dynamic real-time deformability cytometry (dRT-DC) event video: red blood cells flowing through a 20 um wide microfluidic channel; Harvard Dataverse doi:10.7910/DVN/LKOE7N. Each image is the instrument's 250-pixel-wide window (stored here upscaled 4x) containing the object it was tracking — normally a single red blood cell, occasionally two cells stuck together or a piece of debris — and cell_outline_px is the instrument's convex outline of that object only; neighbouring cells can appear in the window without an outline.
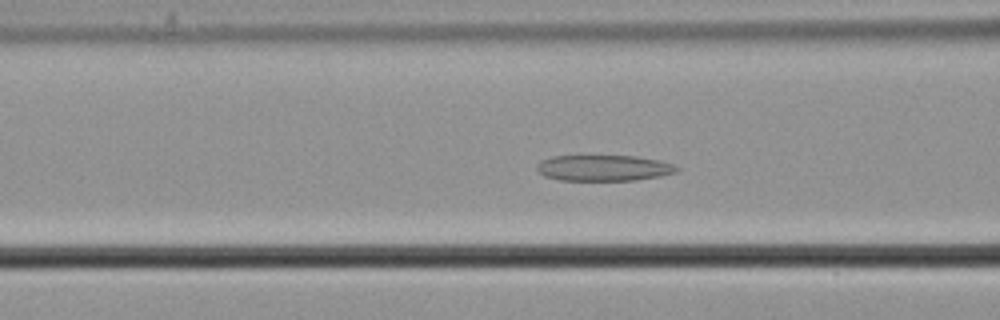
{"species": "common noctule bat (a hibernating species)", "species_latin": "Nyctalus noctula", "temperature_condition": "cold", "stored_images_in_passage": 51, "camera_frame_rate_fps": 3000, "um_per_image_px": 0.085, "animal": {"sex": "male", "body_mass_g": 21.5, "forearm_length_mm": 52.0}, "frame": {"image": 1, "passage_image": 17, "time_ms": 5.333, "image_size_px": [1000, 320], "cell_outline_px": [[680, 168], [676, 172], [660, 176], [636, 180], [560, 180], [544, 176], [536, 168], [536, 164], [540, 160], [552, 156], [636, 156], [660, 160], [672, 164]], "centroid_in_image_um": [51.3, 14.27], "position_along_channel_um": 115.3, "area_um2": 21.15}}
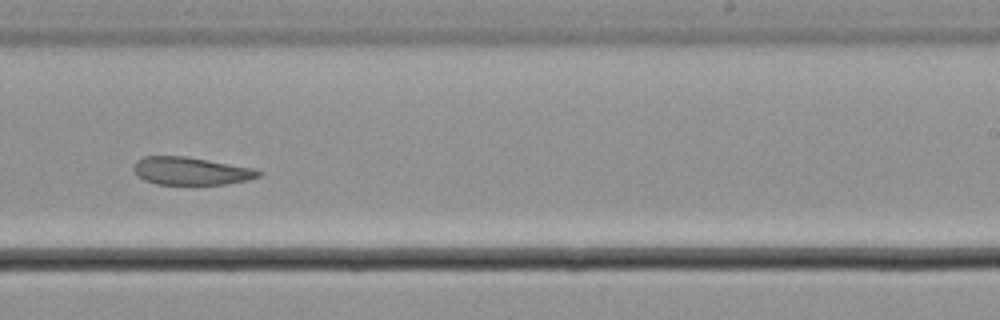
{"frame": {"image": 2, "passage_image": 30, "time_ms": 9.667, "image_size_px": [1000, 320], "cell_outline_px": [[264, 172], [260, 176], [248, 180], [228, 184], [156, 184], [144, 180], [136, 176], [132, 168], [136, 160], [144, 156], [184, 156], [208, 160], [252, 168]], "centroid_in_image_um": [16.19, 14.54], "position_along_channel_um": 272.8, "area_um2": 20.29}}
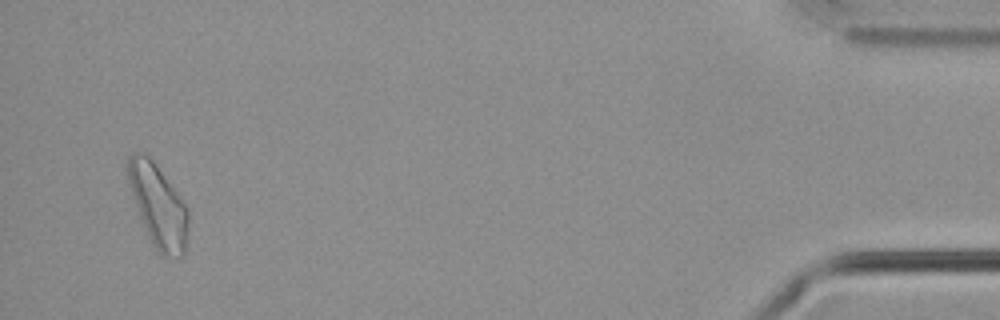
{"frame": {"image": 3, "passage_image": 49, "time_ms": 16.0, "image_size_px": [1000, 320], "cell_outline_px": [[188, 240], [184, 252], [180, 256], [160, 256], [152, 244], [140, 216], [128, 180], [128, 156], [132, 152], [144, 152], [152, 160], [180, 196], [188, 212]], "centroid_in_image_um": [13.46, 17.51], "position_along_channel_um": 421.7, "area_um2": 28.55}, "authors_computed_cell_mechanics": {"area_um2": 23.4668, "velocity_mm_per_s": 3.6359, "shape_relaxation_time_tau1_ms": null, "shape_relaxation_time_tau2_ms": 7.9853, "deformation_change_tau1": null, "deformation_change_tau2": 0.1444}}